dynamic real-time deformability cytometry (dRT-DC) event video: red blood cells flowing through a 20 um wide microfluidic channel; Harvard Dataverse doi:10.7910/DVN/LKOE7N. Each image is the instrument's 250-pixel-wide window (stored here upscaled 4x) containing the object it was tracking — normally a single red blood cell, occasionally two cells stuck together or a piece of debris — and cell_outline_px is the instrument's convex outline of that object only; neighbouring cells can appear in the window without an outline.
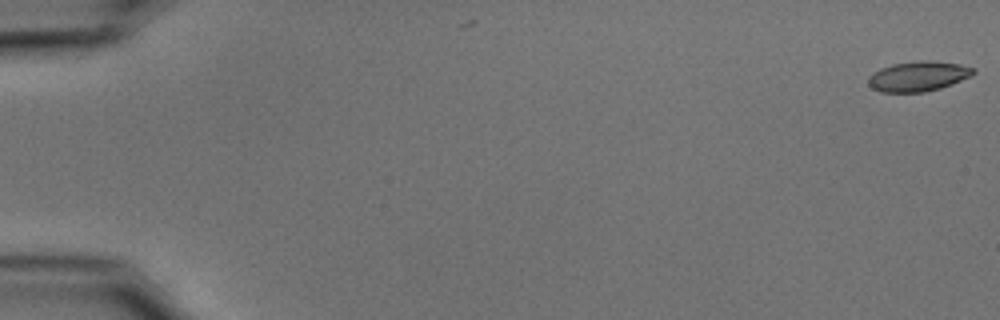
{"species": "common noctule bat (a hibernating species)", "species_latin": "Nyctalus noctula", "temperature_condition": "cold", "stored_images_in_passage": 5, "camera_frame_rate_fps": 3000, "um_per_image_px": 0.085, "animal": {"sex": "male", "body_mass_g": 15.6}, "frame": {"image": 1, "passage_image": 1, "time_ms": 0.0, "image_size_px": [1000, 320], "cell_outline_px": [[976, 72], [960, 80], [940, 88], [924, 92], [880, 92], [872, 88], [868, 84], [868, 76], [872, 72], [880, 68], [892, 64], [920, 60], [928, 60], [960, 64], [976, 68]], "centroid_in_image_um": [78.01, 6.47], "position_along_channel_um": 7.0, "area_um2": 18.38}}